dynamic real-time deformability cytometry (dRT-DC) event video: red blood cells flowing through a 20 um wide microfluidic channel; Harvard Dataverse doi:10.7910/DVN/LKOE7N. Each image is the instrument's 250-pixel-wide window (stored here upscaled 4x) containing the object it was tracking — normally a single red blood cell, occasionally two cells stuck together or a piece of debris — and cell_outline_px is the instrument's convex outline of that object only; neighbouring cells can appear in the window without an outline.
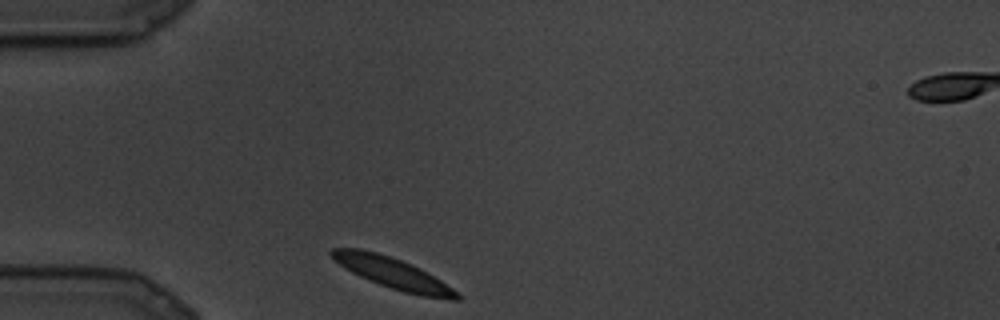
{"species": "common noctule bat (a hibernating species)", "species_latin": "Nyctalus noctula", "temperature_condition": "cold", "stored_images_in_passage": 58, "camera_frame_rate_fps": 3000, "um_per_image_px": 0.085, "animal": {"sex": "male", "body_mass_g": 19.5, "forearm_length_mm": 54.6}, "frame": {"image": 1, "passage_image": 1, "time_ms": 0.0, "image_size_px": [1000, 320], "cell_outline_px": [[464, 296], [460, 300], [452, 300], [420, 296], [404, 292], [380, 284], [360, 276], [352, 272], [340, 264], [328, 252], [332, 248], [360, 248], [376, 252], [400, 260], [420, 268], [440, 280]], "centroid_in_image_um": [33.44, 23.24], "position_along_channel_um": 51.6, "area_um2": 22.31}}
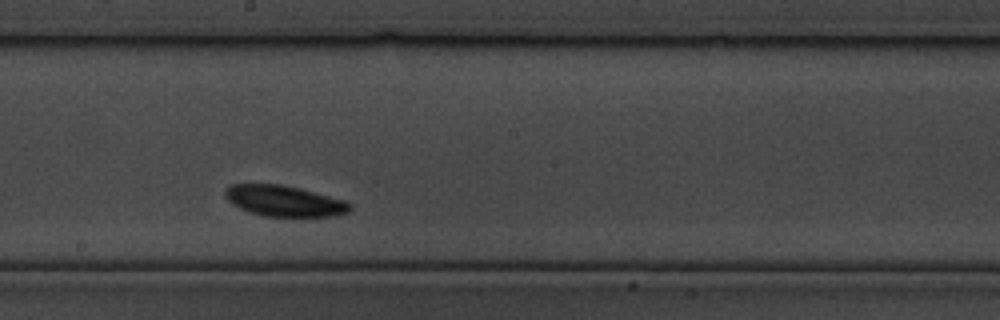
{"frame": {"image": 2, "passage_image": 29, "time_ms": 9.333, "image_size_px": [1000, 320], "cell_outline_px": [[352, 208], [348, 212], [332, 216], [292, 220], [264, 216], [240, 208], [232, 204], [224, 196], [224, 192], [232, 184], [280, 184], [300, 188], [344, 200], [352, 204]], "centroid_in_image_um": [24.21, 17.13], "position_along_channel_um": 224.0, "area_um2": 23.24}}
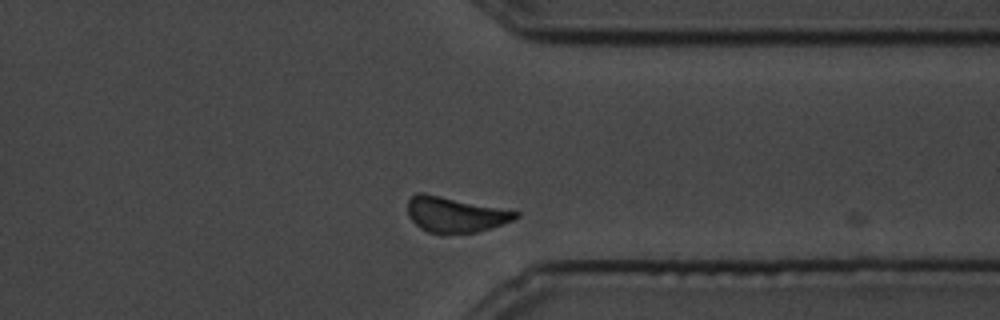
{"frame": {"image": 3, "passage_image": 51, "time_ms": 16.667, "image_size_px": [1000, 320], "cell_outline_px": [[520, 216], [512, 220], [476, 232], [428, 232], [420, 228], [408, 216], [408, 196], [416, 192], [424, 192], [520, 212]], "centroid_in_image_um": [38.63, 18.19], "position_along_channel_um": 372.8, "area_um2": 21.96}}